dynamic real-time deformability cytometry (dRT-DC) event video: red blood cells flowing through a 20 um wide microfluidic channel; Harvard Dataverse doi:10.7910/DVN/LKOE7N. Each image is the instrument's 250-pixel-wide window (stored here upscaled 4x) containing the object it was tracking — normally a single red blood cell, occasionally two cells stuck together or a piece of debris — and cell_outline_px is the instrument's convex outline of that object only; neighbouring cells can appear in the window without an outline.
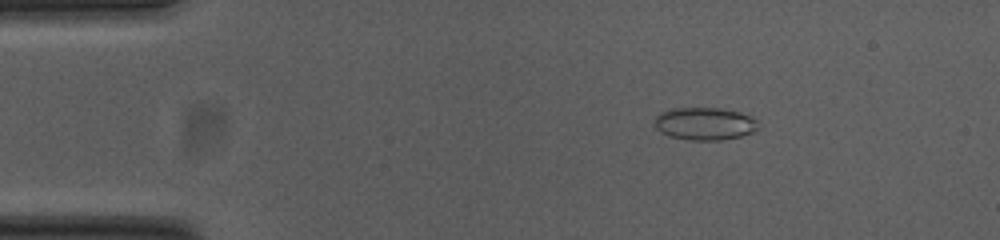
{"species": "common noctule bat (a hibernating species)", "species_latin": "Nyctalus noctula", "temperature_condition": "cold", "stored_images_in_passage": 53, "camera_frame_rate_fps": 3000, "um_per_image_px": 0.085, "animal": {"sex": "female", "body_mass_g": 23.0, "forearm_length_mm": 53.4}, "frame": {"image": 1, "passage_image": 8, "time_ms": 2.333, "image_size_px": [1000, 240], "cell_outline_px": [[760, 128], [756, 132], [740, 136], [720, 140], [688, 140], [668, 136], [660, 132], [656, 128], [656, 116], [660, 112], [672, 108], [720, 108], [740, 112], [756, 120]], "centroid_in_image_um": [59.91, 10.52], "position_along_channel_um": 25.1, "area_um2": 19.83}}
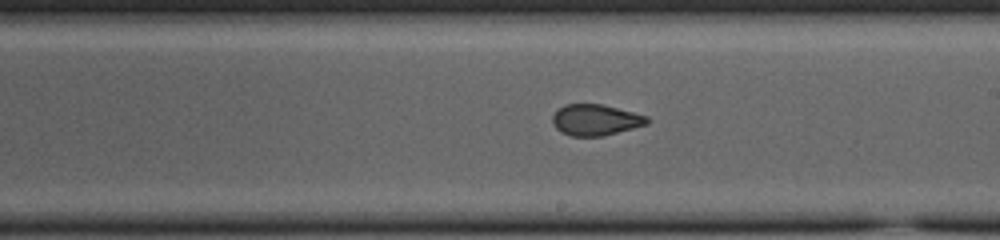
{"frame": {"image": 2, "passage_image": 30, "time_ms": 9.667, "image_size_px": [1000, 240], "cell_outline_px": [[648, 124], [604, 136], [572, 136], [560, 132], [552, 124], [552, 116], [564, 104], [600, 104], [648, 116]], "centroid_in_image_um": [50.6, 10.2], "position_along_channel_um": 238.4, "area_um2": 17.05}}
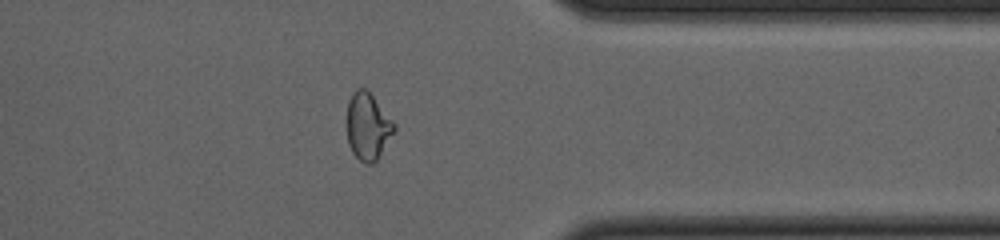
{"frame": {"image": 3, "passage_image": 42, "time_ms": 13.667, "image_size_px": [1000, 240], "cell_outline_px": [[396, 128], [376, 160], [372, 164], [364, 164], [352, 152], [348, 144], [348, 100], [352, 92], [356, 88], [364, 88], [372, 96], [396, 124]], "centroid_in_image_um": [31.25, 10.74], "position_along_channel_um": 380.1, "area_um2": 18.09}, "authors_computed_cell_mechanics": {"area_um2": 18.6116, "velocity_mm_per_s": 3.7997, "shape_relaxation_time_tau1_ms": null, "shape_relaxation_time_tau2_ms": 1.7762, "deformation_change_tau1": null, "deformation_change_tau2": 0.0781}}